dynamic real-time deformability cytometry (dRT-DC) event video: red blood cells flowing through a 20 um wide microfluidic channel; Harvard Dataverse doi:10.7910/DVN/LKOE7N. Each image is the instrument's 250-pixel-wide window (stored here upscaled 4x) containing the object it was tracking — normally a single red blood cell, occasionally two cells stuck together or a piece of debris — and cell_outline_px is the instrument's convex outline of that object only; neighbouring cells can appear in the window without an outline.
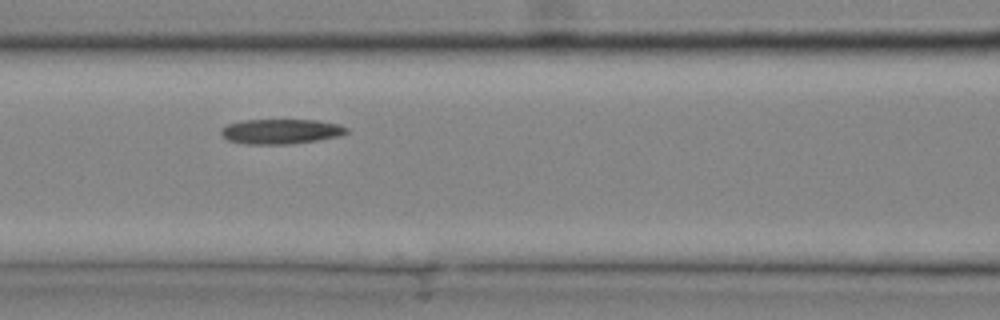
{"species": "common noctule bat (a hibernating species)", "species_latin": "Nyctalus noctula", "temperature_condition": "cold", "stored_images_in_passage": 27, "camera_frame_rate_fps": 3000, "um_per_image_px": 0.085, "animal": {"sex": "male", "body_mass_g": 20.4}, "frame": {"image": 1, "passage_image": 12, "time_ms": 3.667, "image_size_px": [1000, 320], "cell_outline_px": [[348, 132], [340, 136], [292, 144], [244, 144], [228, 140], [220, 132], [228, 124], [244, 120], [316, 120], [340, 124], [348, 128]], "centroid_in_image_um": [23.91, 11.17], "position_along_channel_um": 142.7, "area_um2": 18.15}}